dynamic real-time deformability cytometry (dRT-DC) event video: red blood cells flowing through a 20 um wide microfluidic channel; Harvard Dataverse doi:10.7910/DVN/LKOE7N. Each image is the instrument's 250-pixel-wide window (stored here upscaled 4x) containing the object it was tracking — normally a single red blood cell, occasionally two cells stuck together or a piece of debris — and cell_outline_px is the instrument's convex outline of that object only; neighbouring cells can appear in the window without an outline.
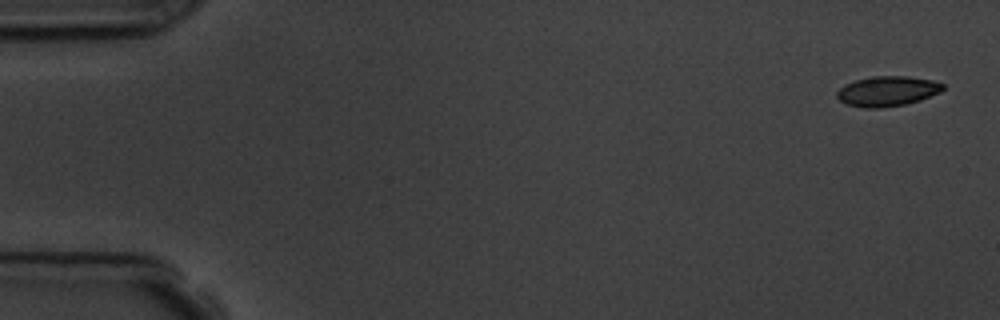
{"species": "common noctule bat (a hibernating species)", "species_latin": "Nyctalus noctula", "temperature_condition": "room temperature", "stored_images_in_passage": 9, "camera_frame_rate_fps": 3000, "um_per_image_px": 0.085, "animal": {"sex": "male", "body_mass_g": 19.5, "forearm_length_mm": 54.6}, "frame": {"image": 1, "passage_image": 1, "time_ms": 0.0, "image_size_px": [1000, 320], "cell_outline_px": [[944, 88], [940, 92], [920, 100], [904, 104], [880, 108], [864, 108], [844, 104], [836, 96], [836, 92], [844, 84], [856, 80], [872, 76], [908, 76], [932, 80], [944, 84]], "centroid_in_image_um": [75.39, 7.75], "position_along_channel_um": 9.6, "area_um2": 18.61}}
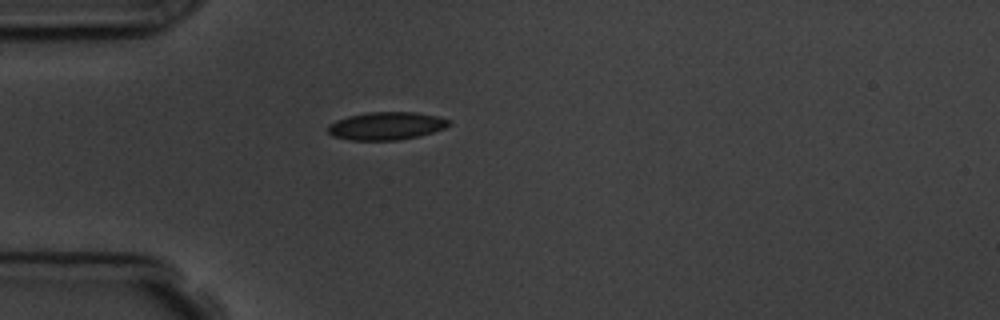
{"frame": {"image": 2, "passage_image": 4, "time_ms": 4.667, "image_size_px": [1000, 320], "cell_outline_px": [[452, 124], [444, 128], [432, 132], [400, 140], [352, 140], [332, 136], [328, 132], [328, 124], [336, 120], [348, 116], [368, 112], [416, 112], [436, 116], [452, 120]], "centroid_in_image_um": [32.83, 10.69], "position_along_channel_um": 52.2, "area_um2": 19.65}}